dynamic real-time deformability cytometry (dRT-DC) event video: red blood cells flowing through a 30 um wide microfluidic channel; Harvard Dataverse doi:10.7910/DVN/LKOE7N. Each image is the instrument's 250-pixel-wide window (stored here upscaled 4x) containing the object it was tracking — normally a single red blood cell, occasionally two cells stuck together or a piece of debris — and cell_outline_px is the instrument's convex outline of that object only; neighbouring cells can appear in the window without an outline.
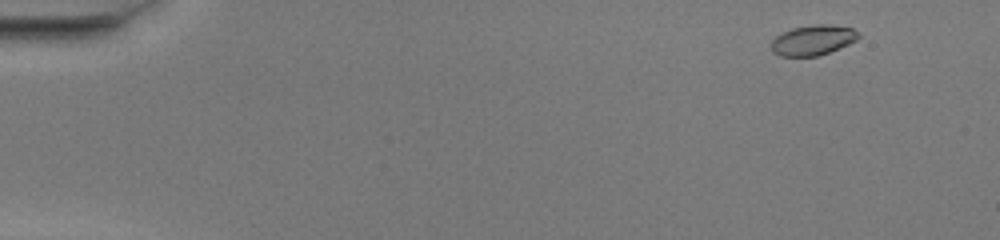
{"species": "common noctule bat (a hibernating species)", "species_latin": "Nyctalus noctula", "temperature_condition": "warm", "stored_images_in_passage": 49, "camera_frame_rate_fps": 3000, "um_per_image_px": 0.085, "animal": {"sex": "female", "body_mass_g": 20.0, "forearm_length_mm": 54.0}, "frame": {"image": 1, "passage_image": 2, "time_ms": 0.333, "image_size_px": [1000, 240], "cell_outline_px": [[860, 36], [856, 40], [848, 44], [828, 52], [816, 56], [780, 56], [772, 52], [772, 40], [776, 36], [792, 28], [812, 24], [828, 24], [852, 28], [860, 32]], "centroid_in_image_um": [69.1, 3.4], "position_along_channel_um": 15.9, "area_um2": 15.26}}
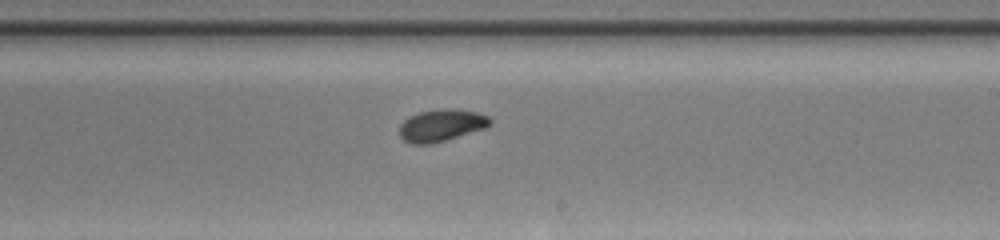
{"frame": {"image": 2, "passage_image": 29, "time_ms": 9.333, "image_size_px": [1000, 240], "cell_outline_px": [[492, 124], [484, 128], [432, 144], [412, 144], [404, 140], [400, 136], [400, 124], [404, 120], [420, 112], [444, 108], [452, 108], [476, 112], [488, 116], [492, 120]], "centroid_in_image_um": [37.52, 10.65], "position_along_channel_um": 251.5, "area_um2": 16.76}}
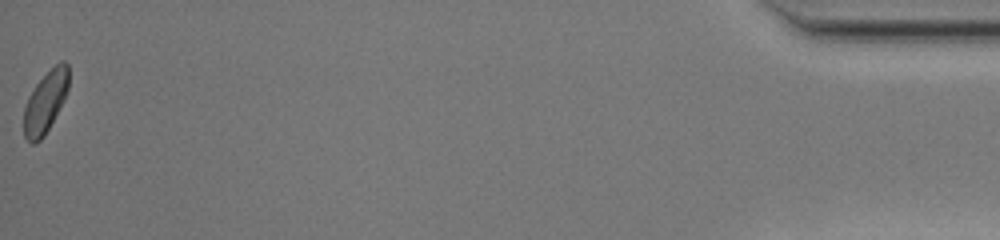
{"frame": {"image": 3, "passage_image": 49, "time_ms": 16.0, "image_size_px": [1000, 240], "cell_outline_px": [[68, 88], [64, 100], [44, 136], [36, 144], [32, 144], [24, 136], [24, 108], [28, 96], [36, 84], [60, 60], [64, 60], [68, 64]], "centroid_in_image_um": [3.86, 8.68], "position_along_channel_um": 431.3, "area_um2": 15.95}, "authors_computed_cell_mechanics": {"area_um2": 16.2996, "velocity_mm_per_s": 4.0785, "shape_relaxation_time_tau1_ms": 1.5808, "shape_relaxation_time_tau2_ms": 2.1546, "deformation_change_tau1": 0.1058, "deformation_change_tau2": 0.0567}}